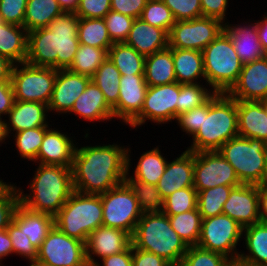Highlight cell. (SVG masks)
Returning <instances> with one entry per match:
<instances>
[{"label":"cell","mask_w":267,"mask_h":266,"mask_svg":"<svg viewBox=\"0 0 267 266\" xmlns=\"http://www.w3.org/2000/svg\"><path fill=\"white\" fill-rule=\"evenodd\" d=\"M133 266H171L164 258L132 246Z\"/></svg>","instance_id":"obj_55"},{"label":"cell","mask_w":267,"mask_h":266,"mask_svg":"<svg viewBox=\"0 0 267 266\" xmlns=\"http://www.w3.org/2000/svg\"><path fill=\"white\" fill-rule=\"evenodd\" d=\"M242 235L243 227L222 213L202 219L200 237L196 246L221 253L232 262H237L239 253L235 251Z\"/></svg>","instance_id":"obj_11"},{"label":"cell","mask_w":267,"mask_h":266,"mask_svg":"<svg viewBox=\"0 0 267 266\" xmlns=\"http://www.w3.org/2000/svg\"><path fill=\"white\" fill-rule=\"evenodd\" d=\"M70 112L89 121L108 120L114 117L113 109L107 104L102 91L92 80L76 99Z\"/></svg>","instance_id":"obj_28"},{"label":"cell","mask_w":267,"mask_h":266,"mask_svg":"<svg viewBox=\"0 0 267 266\" xmlns=\"http://www.w3.org/2000/svg\"><path fill=\"white\" fill-rule=\"evenodd\" d=\"M12 186L0 198V230L7 229L12 222L15 210L20 204L19 190Z\"/></svg>","instance_id":"obj_51"},{"label":"cell","mask_w":267,"mask_h":266,"mask_svg":"<svg viewBox=\"0 0 267 266\" xmlns=\"http://www.w3.org/2000/svg\"><path fill=\"white\" fill-rule=\"evenodd\" d=\"M233 188L232 186L219 185L197 192V208L202 219L222 214L224 203Z\"/></svg>","instance_id":"obj_41"},{"label":"cell","mask_w":267,"mask_h":266,"mask_svg":"<svg viewBox=\"0 0 267 266\" xmlns=\"http://www.w3.org/2000/svg\"><path fill=\"white\" fill-rule=\"evenodd\" d=\"M30 263H31L30 266H50V265L44 264V263L37 261V260L31 261Z\"/></svg>","instance_id":"obj_67"},{"label":"cell","mask_w":267,"mask_h":266,"mask_svg":"<svg viewBox=\"0 0 267 266\" xmlns=\"http://www.w3.org/2000/svg\"><path fill=\"white\" fill-rule=\"evenodd\" d=\"M234 168L242 184L262 185L267 144L263 140L236 136L217 150Z\"/></svg>","instance_id":"obj_8"},{"label":"cell","mask_w":267,"mask_h":266,"mask_svg":"<svg viewBox=\"0 0 267 266\" xmlns=\"http://www.w3.org/2000/svg\"><path fill=\"white\" fill-rule=\"evenodd\" d=\"M223 214L237 221L243 228L261 222L258 185L241 184L234 187L224 203Z\"/></svg>","instance_id":"obj_17"},{"label":"cell","mask_w":267,"mask_h":266,"mask_svg":"<svg viewBox=\"0 0 267 266\" xmlns=\"http://www.w3.org/2000/svg\"><path fill=\"white\" fill-rule=\"evenodd\" d=\"M121 73L107 57L91 80L102 91L105 101L113 108L118 103Z\"/></svg>","instance_id":"obj_37"},{"label":"cell","mask_w":267,"mask_h":266,"mask_svg":"<svg viewBox=\"0 0 267 266\" xmlns=\"http://www.w3.org/2000/svg\"><path fill=\"white\" fill-rule=\"evenodd\" d=\"M238 134L267 144V113L262 101H237Z\"/></svg>","instance_id":"obj_23"},{"label":"cell","mask_w":267,"mask_h":266,"mask_svg":"<svg viewBox=\"0 0 267 266\" xmlns=\"http://www.w3.org/2000/svg\"><path fill=\"white\" fill-rule=\"evenodd\" d=\"M27 0H0V19L24 27Z\"/></svg>","instance_id":"obj_50"},{"label":"cell","mask_w":267,"mask_h":266,"mask_svg":"<svg viewBox=\"0 0 267 266\" xmlns=\"http://www.w3.org/2000/svg\"><path fill=\"white\" fill-rule=\"evenodd\" d=\"M49 127H36L17 132L15 135L16 147L21 157L37 160L38 152L43 142L45 132Z\"/></svg>","instance_id":"obj_42"},{"label":"cell","mask_w":267,"mask_h":266,"mask_svg":"<svg viewBox=\"0 0 267 266\" xmlns=\"http://www.w3.org/2000/svg\"><path fill=\"white\" fill-rule=\"evenodd\" d=\"M30 189V195L19 189L20 204L54 217L74 191L71 167L39 164Z\"/></svg>","instance_id":"obj_4"},{"label":"cell","mask_w":267,"mask_h":266,"mask_svg":"<svg viewBox=\"0 0 267 266\" xmlns=\"http://www.w3.org/2000/svg\"><path fill=\"white\" fill-rule=\"evenodd\" d=\"M130 155L127 153V174L124 182L133 191L142 213L162 212L164 208V197L160 194L157 185L148 184L128 177L130 168Z\"/></svg>","instance_id":"obj_33"},{"label":"cell","mask_w":267,"mask_h":266,"mask_svg":"<svg viewBox=\"0 0 267 266\" xmlns=\"http://www.w3.org/2000/svg\"><path fill=\"white\" fill-rule=\"evenodd\" d=\"M91 78L70 71L57 69V77L48 104L49 110L61 113L71 111L76 99L84 92Z\"/></svg>","instance_id":"obj_20"},{"label":"cell","mask_w":267,"mask_h":266,"mask_svg":"<svg viewBox=\"0 0 267 266\" xmlns=\"http://www.w3.org/2000/svg\"><path fill=\"white\" fill-rule=\"evenodd\" d=\"M13 185L6 184L0 179V198L12 187Z\"/></svg>","instance_id":"obj_64"},{"label":"cell","mask_w":267,"mask_h":266,"mask_svg":"<svg viewBox=\"0 0 267 266\" xmlns=\"http://www.w3.org/2000/svg\"><path fill=\"white\" fill-rule=\"evenodd\" d=\"M54 225L69 237L86 244L90 233L103 226V205L100 195L73 191L54 216Z\"/></svg>","instance_id":"obj_6"},{"label":"cell","mask_w":267,"mask_h":266,"mask_svg":"<svg viewBox=\"0 0 267 266\" xmlns=\"http://www.w3.org/2000/svg\"><path fill=\"white\" fill-rule=\"evenodd\" d=\"M197 208V191L194 187H186L167 196L164 199L162 212L167 215H176Z\"/></svg>","instance_id":"obj_44"},{"label":"cell","mask_w":267,"mask_h":266,"mask_svg":"<svg viewBox=\"0 0 267 266\" xmlns=\"http://www.w3.org/2000/svg\"><path fill=\"white\" fill-rule=\"evenodd\" d=\"M167 161L160 154L159 148L145 152L139 159L135 168L134 179L148 184L157 185L163 175Z\"/></svg>","instance_id":"obj_39"},{"label":"cell","mask_w":267,"mask_h":266,"mask_svg":"<svg viewBox=\"0 0 267 266\" xmlns=\"http://www.w3.org/2000/svg\"><path fill=\"white\" fill-rule=\"evenodd\" d=\"M148 0H111V10L124 15L140 18Z\"/></svg>","instance_id":"obj_54"},{"label":"cell","mask_w":267,"mask_h":266,"mask_svg":"<svg viewBox=\"0 0 267 266\" xmlns=\"http://www.w3.org/2000/svg\"><path fill=\"white\" fill-rule=\"evenodd\" d=\"M147 88L144 75H121L118 103L112 108L114 117L129 124L141 112Z\"/></svg>","instance_id":"obj_18"},{"label":"cell","mask_w":267,"mask_h":266,"mask_svg":"<svg viewBox=\"0 0 267 266\" xmlns=\"http://www.w3.org/2000/svg\"><path fill=\"white\" fill-rule=\"evenodd\" d=\"M36 260L50 266H89L86 244L67 236L55 225L37 249Z\"/></svg>","instance_id":"obj_12"},{"label":"cell","mask_w":267,"mask_h":266,"mask_svg":"<svg viewBox=\"0 0 267 266\" xmlns=\"http://www.w3.org/2000/svg\"><path fill=\"white\" fill-rule=\"evenodd\" d=\"M230 266H242V265H240V264H238L236 262H233Z\"/></svg>","instance_id":"obj_69"},{"label":"cell","mask_w":267,"mask_h":266,"mask_svg":"<svg viewBox=\"0 0 267 266\" xmlns=\"http://www.w3.org/2000/svg\"><path fill=\"white\" fill-rule=\"evenodd\" d=\"M108 58L121 75H144L146 57L125 42L114 43L108 50Z\"/></svg>","instance_id":"obj_35"},{"label":"cell","mask_w":267,"mask_h":266,"mask_svg":"<svg viewBox=\"0 0 267 266\" xmlns=\"http://www.w3.org/2000/svg\"><path fill=\"white\" fill-rule=\"evenodd\" d=\"M78 40L80 44L105 49L107 52L114 44L103 18H79Z\"/></svg>","instance_id":"obj_36"},{"label":"cell","mask_w":267,"mask_h":266,"mask_svg":"<svg viewBox=\"0 0 267 266\" xmlns=\"http://www.w3.org/2000/svg\"><path fill=\"white\" fill-rule=\"evenodd\" d=\"M76 146L72 139L58 130L49 129L38 152L37 160L43 165L72 167Z\"/></svg>","instance_id":"obj_24"},{"label":"cell","mask_w":267,"mask_h":266,"mask_svg":"<svg viewBox=\"0 0 267 266\" xmlns=\"http://www.w3.org/2000/svg\"><path fill=\"white\" fill-rule=\"evenodd\" d=\"M63 12L57 0H27L24 27L27 32L48 27Z\"/></svg>","instance_id":"obj_34"},{"label":"cell","mask_w":267,"mask_h":266,"mask_svg":"<svg viewBox=\"0 0 267 266\" xmlns=\"http://www.w3.org/2000/svg\"><path fill=\"white\" fill-rule=\"evenodd\" d=\"M215 92L208 91L199 83L180 84L177 116L204 104Z\"/></svg>","instance_id":"obj_46"},{"label":"cell","mask_w":267,"mask_h":266,"mask_svg":"<svg viewBox=\"0 0 267 266\" xmlns=\"http://www.w3.org/2000/svg\"><path fill=\"white\" fill-rule=\"evenodd\" d=\"M202 16L224 21L228 0H200Z\"/></svg>","instance_id":"obj_56"},{"label":"cell","mask_w":267,"mask_h":266,"mask_svg":"<svg viewBox=\"0 0 267 266\" xmlns=\"http://www.w3.org/2000/svg\"><path fill=\"white\" fill-rule=\"evenodd\" d=\"M12 253L13 247L7 229L0 230V261H2V258Z\"/></svg>","instance_id":"obj_61"},{"label":"cell","mask_w":267,"mask_h":266,"mask_svg":"<svg viewBox=\"0 0 267 266\" xmlns=\"http://www.w3.org/2000/svg\"><path fill=\"white\" fill-rule=\"evenodd\" d=\"M140 18L148 24L170 33L176 20L162 0H148Z\"/></svg>","instance_id":"obj_43"},{"label":"cell","mask_w":267,"mask_h":266,"mask_svg":"<svg viewBox=\"0 0 267 266\" xmlns=\"http://www.w3.org/2000/svg\"><path fill=\"white\" fill-rule=\"evenodd\" d=\"M239 136L237 100L227 93H214L203 104V121L192 136V152L217 151L228 140Z\"/></svg>","instance_id":"obj_3"},{"label":"cell","mask_w":267,"mask_h":266,"mask_svg":"<svg viewBox=\"0 0 267 266\" xmlns=\"http://www.w3.org/2000/svg\"><path fill=\"white\" fill-rule=\"evenodd\" d=\"M226 24L224 31L229 35L242 64L261 59L266 55L259 41L256 22L244 27L236 25L232 27Z\"/></svg>","instance_id":"obj_26"},{"label":"cell","mask_w":267,"mask_h":266,"mask_svg":"<svg viewBox=\"0 0 267 266\" xmlns=\"http://www.w3.org/2000/svg\"><path fill=\"white\" fill-rule=\"evenodd\" d=\"M237 101H262L267 99V58L242 65L237 82L227 92Z\"/></svg>","instance_id":"obj_16"},{"label":"cell","mask_w":267,"mask_h":266,"mask_svg":"<svg viewBox=\"0 0 267 266\" xmlns=\"http://www.w3.org/2000/svg\"><path fill=\"white\" fill-rule=\"evenodd\" d=\"M128 152L116 144L77 147L71 167L74 190L100 195L123 183Z\"/></svg>","instance_id":"obj_1"},{"label":"cell","mask_w":267,"mask_h":266,"mask_svg":"<svg viewBox=\"0 0 267 266\" xmlns=\"http://www.w3.org/2000/svg\"><path fill=\"white\" fill-rule=\"evenodd\" d=\"M176 120L183 131L185 130V132L194 136L200 129V125L203 121V104L180 114L177 116Z\"/></svg>","instance_id":"obj_53"},{"label":"cell","mask_w":267,"mask_h":266,"mask_svg":"<svg viewBox=\"0 0 267 266\" xmlns=\"http://www.w3.org/2000/svg\"><path fill=\"white\" fill-rule=\"evenodd\" d=\"M57 1L59 3V6L65 12H74L79 3V0H57Z\"/></svg>","instance_id":"obj_63"},{"label":"cell","mask_w":267,"mask_h":266,"mask_svg":"<svg viewBox=\"0 0 267 266\" xmlns=\"http://www.w3.org/2000/svg\"><path fill=\"white\" fill-rule=\"evenodd\" d=\"M256 24L261 47L267 53V16L264 17V20L256 22Z\"/></svg>","instance_id":"obj_62"},{"label":"cell","mask_w":267,"mask_h":266,"mask_svg":"<svg viewBox=\"0 0 267 266\" xmlns=\"http://www.w3.org/2000/svg\"><path fill=\"white\" fill-rule=\"evenodd\" d=\"M260 220L267 224V186L258 185Z\"/></svg>","instance_id":"obj_60"},{"label":"cell","mask_w":267,"mask_h":266,"mask_svg":"<svg viewBox=\"0 0 267 266\" xmlns=\"http://www.w3.org/2000/svg\"><path fill=\"white\" fill-rule=\"evenodd\" d=\"M49 107L46 104L33 101H16L8 113L9 124L4 121V132L6 137L13 128L15 133L36 127H48L46 122V111ZM11 124V126H9ZM11 127V129H10Z\"/></svg>","instance_id":"obj_25"},{"label":"cell","mask_w":267,"mask_h":266,"mask_svg":"<svg viewBox=\"0 0 267 266\" xmlns=\"http://www.w3.org/2000/svg\"><path fill=\"white\" fill-rule=\"evenodd\" d=\"M79 17L74 12H63L45 28L28 32L27 58L33 66L68 69L80 45Z\"/></svg>","instance_id":"obj_2"},{"label":"cell","mask_w":267,"mask_h":266,"mask_svg":"<svg viewBox=\"0 0 267 266\" xmlns=\"http://www.w3.org/2000/svg\"><path fill=\"white\" fill-rule=\"evenodd\" d=\"M131 239L134 248L162 257L171 265H178L188 249L163 212L143 213Z\"/></svg>","instance_id":"obj_5"},{"label":"cell","mask_w":267,"mask_h":266,"mask_svg":"<svg viewBox=\"0 0 267 266\" xmlns=\"http://www.w3.org/2000/svg\"><path fill=\"white\" fill-rule=\"evenodd\" d=\"M102 261L103 266H133L132 244L125 251L104 257Z\"/></svg>","instance_id":"obj_58"},{"label":"cell","mask_w":267,"mask_h":266,"mask_svg":"<svg viewBox=\"0 0 267 266\" xmlns=\"http://www.w3.org/2000/svg\"><path fill=\"white\" fill-rule=\"evenodd\" d=\"M194 152L186 150L180 157L168 162L157 188L164 199L174 191L194 186Z\"/></svg>","instance_id":"obj_21"},{"label":"cell","mask_w":267,"mask_h":266,"mask_svg":"<svg viewBox=\"0 0 267 266\" xmlns=\"http://www.w3.org/2000/svg\"><path fill=\"white\" fill-rule=\"evenodd\" d=\"M144 78L148 86L177 82L174 72L173 48L167 47L146 56Z\"/></svg>","instance_id":"obj_31"},{"label":"cell","mask_w":267,"mask_h":266,"mask_svg":"<svg viewBox=\"0 0 267 266\" xmlns=\"http://www.w3.org/2000/svg\"><path fill=\"white\" fill-rule=\"evenodd\" d=\"M125 43L146 57L169 47V33L136 18Z\"/></svg>","instance_id":"obj_22"},{"label":"cell","mask_w":267,"mask_h":266,"mask_svg":"<svg viewBox=\"0 0 267 266\" xmlns=\"http://www.w3.org/2000/svg\"><path fill=\"white\" fill-rule=\"evenodd\" d=\"M180 84L148 86L141 112L129 123L132 127L142 125L147 120L165 123L177 118V103Z\"/></svg>","instance_id":"obj_15"},{"label":"cell","mask_w":267,"mask_h":266,"mask_svg":"<svg viewBox=\"0 0 267 266\" xmlns=\"http://www.w3.org/2000/svg\"><path fill=\"white\" fill-rule=\"evenodd\" d=\"M243 232L250 253L239 254L236 263L242 266H267V224L258 222L243 228Z\"/></svg>","instance_id":"obj_29"},{"label":"cell","mask_w":267,"mask_h":266,"mask_svg":"<svg viewBox=\"0 0 267 266\" xmlns=\"http://www.w3.org/2000/svg\"><path fill=\"white\" fill-rule=\"evenodd\" d=\"M262 186H267V156H266V162H265L264 175L262 178Z\"/></svg>","instance_id":"obj_66"},{"label":"cell","mask_w":267,"mask_h":266,"mask_svg":"<svg viewBox=\"0 0 267 266\" xmlns=\"http://www.w3.org/2000/svg\"><path fill=\"white\" fill-rule=\"evenodd\" d=\"M233 262L225 255L189 246L179 266H230Z\"/></svg>","instance_id":"obj_45"},{"label":"cell","mask_w":267,"mask_h":266,"mask_svg":"<svg viewBox=\"0 0 267 266\" xmlns=\"http://www.w3.org/2000/svg\"><path fill=\"white\" fill-rule=\"evenodd\" d=\"M14 64L11 82L16 101H33L48 105L57 77V69L21 63Z\"/></svg>","instance_id":"obj_9"},{"label":"cell","mask_w":267,"mask_h":266,"mask_svg":"<svg viewBox=\"0 0 267 266\" xmlns=\"http://www.w3.org/2000/svg\"><path fill=\"white\" fill-rule=\"evenodd\" d=\"M202 55L206 82L215 93H227L237 82L243 65L229 35L223 30Z\"/></svg>","instance_id":"obj_7"},{"label":"cell","mask_w":267,"mask_h":266,"mask_svg":"<svg viewBox=\"0 0 267 266\" xmlns=\"http://www.w3.org/2000/svg\"><path fill=\"white\" fill-rule=\"evenodd\" d=\"M12 221L23 230L37 249L54 226L53 216L33 212L22 204L17 206Z\"/></svg>","instance_id":"obj_27"},{"label":"cell","mask_w":267,"mask_h":266,"mask_svg":"<svg viewBox=\"0 0 267 266\" xmlns=\"http://www.w3.org/2000/svg\"><path fill=\"white\" fill-rule=\"evenodd\" d=\"M15 102L12 82H0V117L7 115Z\"/></svg>","instance_id":"obj_57"},{"label":"cell","mask_w":267,"mask_h":266,"mask_svg":"<svg viewBox=\"0 0 267 266\" xmlns=\"http://www.w3.org/2000/svg\"><path fill=\"white\" fill-rule=\"evenodd\" d=\"M14 63L0 54V82H11Z\"/></svg>","instance_id":"obj_59"},{"label":"cell","mask_w":267,"mask_h":266,"mask_svg":"<svg viewBox=\"0 0 267 266\" xmlns=\"http://www.w3.org/2000/svg\"><path fill=\"white\" fill-rule=\"evenodd\" d=\"M107 57L108 52L105 49L80 44L68 69L91 78Z\"/></svg>","instance_id":"obj_40"},{"label":"cell","mask_w":267,"mask_h":266,"mask_svg":"<svg viewBox=\"0 0 267 266\" xmlns=\"http://www.w3.org/2000/svg\"><path fill=\"white\" fill-rule=\"evenodd\" d=\"M103 205V226L122 229L133 235L142 216L133 191L123 182L100 194Z\"/></svg>","instance_id":"obj_10"},{"label":"cell","mask_w":267,"mask_h":266,"mask_svg":"<svg viewBox=\"0 0 267 266\" xmlns=\"http://www.w3.org/2000/svg\"><path fill=\"white\" fill-rule=\"evenodd\" d=\"M176 21L202 17L200 0H162Z\"/></svg>","instance_id":"obj_49"},{"label":"cell","mask_w":267,"mask_h":266,"mask_svg":"<svg viewBox=\"0 0 267 266\" xmlns=\"http://www.w3.org/2000/svg\"><path fill=\"white\" fill-rule=\"evenodd\" d=\"M11 239L13 253H17L30 261L37 258V248L31 243L27 235L12 221L7 228Z\"/></svg>","instance_id":"obj_48"},{"label":"cell","mask_w":267,"mask_h":266,"mask_svg":"<svg viewBox=\"0 0 267 266\" xmlns=\"http://www.w3.org/2000/svg\"><path fill=\"white\" fill-rule=\"evenodd\" d=\"M28 32L23 26L5 23L0 19V54L14 64L27 58Z\"/></svg>","instance_id":"obj_30"},{"label":"cell","mask_w":267,"mask_h":266,"mask_svg":"<svg viewBox=\"0 0 267 266\" xmlns=\"http://www.w3.org/2000/svg\"><path fill=\"white\" fill-rule=\"evenodd\" d=\"M193 178L197 192L219 185L237 187L242 184L234 168L218 151L194 152Z\"/></svg>","instance_id":"obj_14"},{"label":"cell","mask_w":267,"mask_h":266,"mask_svg":"<svg viewBox=\"0 0 267 266\" xmlns=\"http://www.w3.org/2000/svg\"><path fill=\"white\" fill-rule=\"evenodd\" d=\"M113 43L125 42L131 30L133 17L110 10L103 18Z\"/></svg>","instance_id":"obj_47"},{"label":"cell","mask_w":267,"mask_h":266,"mask_svg":"<svg viewBox=\"0 0 267 266\" xmlns=\"http://www.w3.org/2000/svg\"><path fill=\"white\" fill-rule=\"evenodd\" d=\"M172 228L189 246H196L200 237L202 217L198 208L191 211L168 216Z\"/></svg>","instance_id":"obj_38"},{"label":"cell","mask_w":267,"mask_h":266,"mask_svg":"<svg viewBox=\"0 0 267 266\" xmlns=\"http://www.w3.org/2000/svg\"><path fill=\"white\" fill-rule=\"evenodd\" d=\"M131 244V235L124 230L100 226L93 230L87 239V263L89 266H100L92 258V254L102 259L125 251Z\"/></svg>","instance_id":"obj_19"},{"label":"cell","mask_w":267,"mask_h":266,"mask_svg":"<svg viewBox=\"0 0 267 266\" xmlns=\"http://www.w3.org/2000/svg\"><path fill=\"white\" fill-rule=\"evenodd\" d=\"M173 61L176 81L179 84H196L195 80L200 77L206 80L202 51L173 48Z\"/></svg>","instance_id":"obj_32"},{"label":"cell","mask_w":267,"mask_h":266,"mask_svg":"<svg viewBox=\"0 0 267 266\" xmlns=\"http://www.w3.org/2000/svg\"><path fill=\"white\" fill-rule=\"evenodd\" d=\"M6 135L4 132V120L2 121V118L0 117V142L5 140Z\"/></svg>","instance_id":"obj_65"},{"label":"cell","mask_w":267,"mask_h":266,"mask_svg":"<svg viewBox=\"0 0 267 266\" xmlns=\"http://www.w3.org/2000/svg\"><path fill=\"white\" fill-rule=\"evenodd\" d=\"M223 23L204 16L176 21L169 33V47L203 51L224 30Z\"/></svg>","instance_id":"obj_13"},{"label":"cell","mask_w":267,"mask_h":266,"mask_svg":"<svg viewBox=\"0 0 267 266\" xmlns=\"http://www.w3.org/2000/svg\"><path fill=\"white\" fill-rule=\"evenodd\" d=\"M263 106H264L265 111L267 113V99L263 100Z\"/></svg>","instance_id":"obj_68"},{"label":"cell","mask_w":267,"mask_h":266,"mask_svg":"<svg viewBox=\"0 0 267 266\" xmlns=\"http://www.w3.org/2000/svg\"><path fill=\"white\" fill-rule=\"evenodd\" d=\"M111 10V0H79L74 13L79 18H104Z\"/></svg>","instance_id":"obj_52"}]
</instances>
